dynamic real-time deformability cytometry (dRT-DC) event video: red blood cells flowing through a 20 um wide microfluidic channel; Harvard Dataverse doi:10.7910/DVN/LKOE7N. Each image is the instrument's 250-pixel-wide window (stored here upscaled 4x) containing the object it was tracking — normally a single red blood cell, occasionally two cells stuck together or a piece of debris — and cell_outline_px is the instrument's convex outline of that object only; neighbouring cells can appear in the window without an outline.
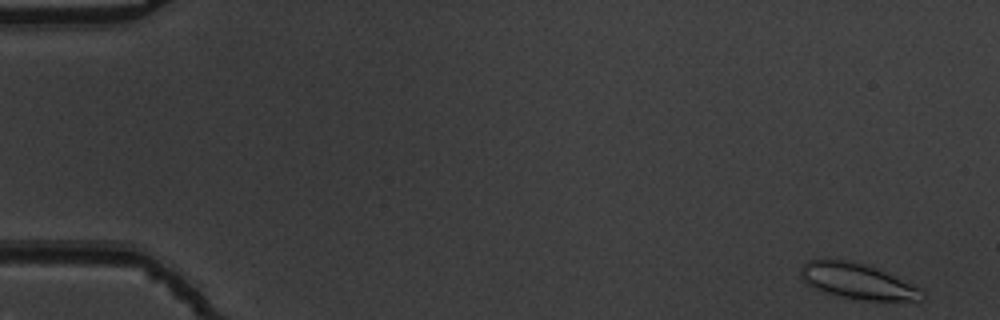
{"species": "common noctule bat (a hibernating species)", "species_latin": "Nyctalus noctula", "temperature_condition": "warm", "stored_images_in_passage": 54, "camera_frame_rate_fps": 3000, "um_per_image_px": 0.085, "animal": {"sex": "male", "body_mass_g": 19.5, "forearm_length_mm": 54.6}, "frame": {"image": 1, "passage_image": 2, "time_ms": 0.333, "image_size_px": [1000, 320], "cell_outline_px": [[924, 300], [860, 300], [840, 296], [824, 292], [808, 284], [800, 276], [800, 268], [808, 260], [828, 256], [864, 264], [924, 288]], "centroid_in_image_um": [72.87, 23.87], "position_along_channel_um": 12.1, "area_um2": 25.43}}
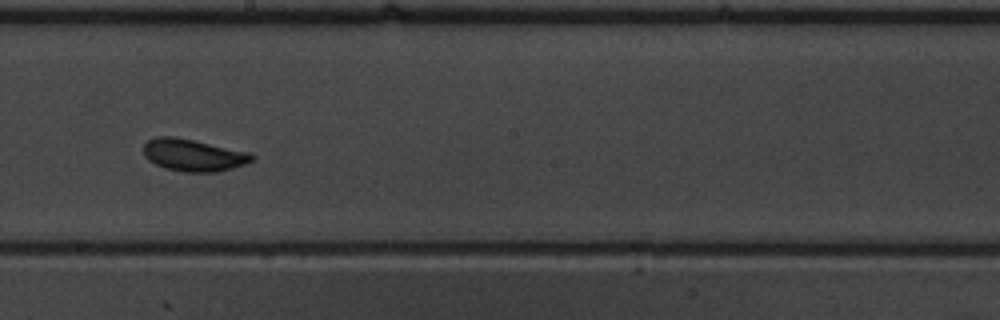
{"frame": {"image": 2, "passage_image": 31, "time_ms": 10.0, "image_size_px": [1000, 320], "cell_outline_px": [[256, 156], [252, 160], [244, 164], [232, 168], [216, 172], [184, 172], [164, 168], [148, 160], [144, 156], [144, 144], [148, 140], [156, 136], [172, 136], [252, 152]], "centroid_in_image_um": [16.44, 13.18], "position_along_channel_um": 231.8, "area_um2": 20.35}}
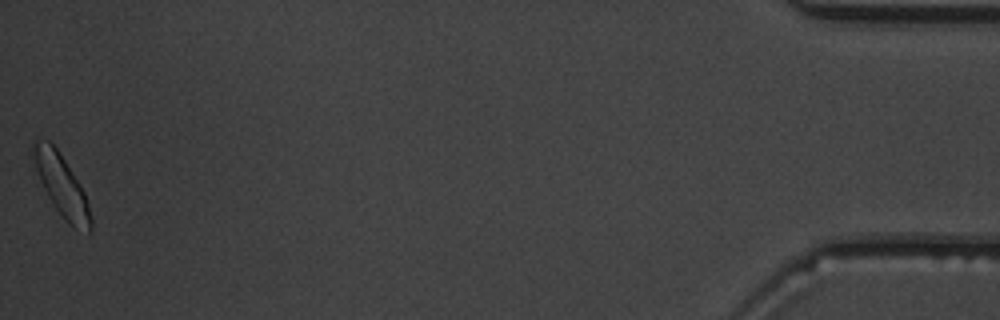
{"frame": {"image": 3, "passage_image": 54, "time_ms": 17.667, "image_size_px": [1000, 320], "cell_outline_px": [[92, 232], [88, 236], [72, 228], [64, 220], [48, 196], [28, 156], [32, 140], [48, 140], [56, 148], [80, 184], [84, 192], [88, 204], [92, 220]], "centroid_in_image_um": [5.2, 15.79], "position_along_channel_um": 430.0, "area_um2": 21.15}}